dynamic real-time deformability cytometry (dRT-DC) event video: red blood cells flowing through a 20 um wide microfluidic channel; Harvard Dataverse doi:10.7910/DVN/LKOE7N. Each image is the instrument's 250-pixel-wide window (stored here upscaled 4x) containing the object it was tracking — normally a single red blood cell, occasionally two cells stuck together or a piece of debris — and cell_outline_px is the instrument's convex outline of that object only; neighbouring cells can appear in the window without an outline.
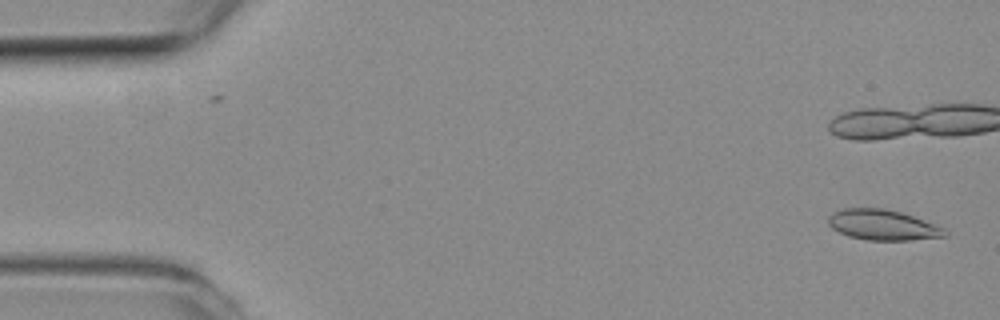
{"species": "common noctule bat (a hibernating species)", "species_latin": "Nyctalus noctula", "temperature_condition": "room temperature", "stored_images_in_passage": 20, "camera_frame_rate_fps": 3000, "um_per_image_px": 0.085, "animal": {"sex": "female", "body_mass_g": 19.3, "forearm_length_mm": 54.1}, "frame": {"image": 1, "passage_image": 1, "time_ms": 0.0, "image_size_px": [1000, 320], "cell_outline_px": [[948, 236], [912, 240], [868, 240], [848, 236], [832, 228], [828, 224], [828, 216], [832, 212], [844, 208], [884, 208], [900, 212], [912, 216], [944, 228], [948, 232]], "centroid_in_image_um": [75.02, 19.12], "position_along_channel_um": 10.0, "area_um2": 20.63}}